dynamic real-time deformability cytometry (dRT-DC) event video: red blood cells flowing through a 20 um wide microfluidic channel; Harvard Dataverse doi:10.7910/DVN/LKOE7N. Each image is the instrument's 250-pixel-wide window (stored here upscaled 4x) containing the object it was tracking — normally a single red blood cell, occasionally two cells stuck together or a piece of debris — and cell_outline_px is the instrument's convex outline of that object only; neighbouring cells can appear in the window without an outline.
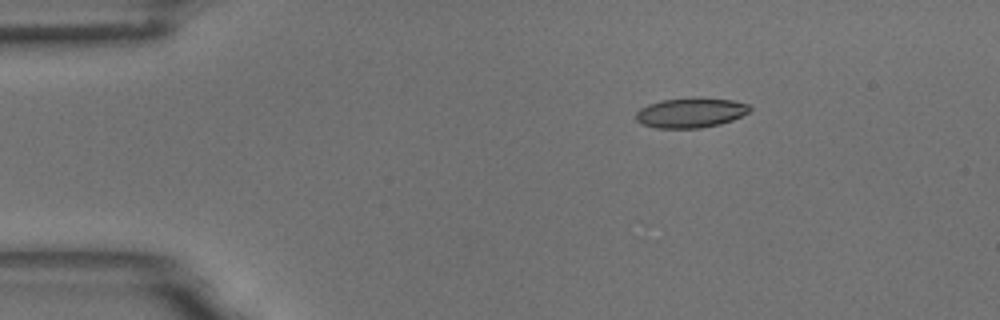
{"species": "common noctule bat (a hibernating species)", "species_latin": "Nyctalus noctula", "temperature_condition": "room temperature", "stored_images_in_passage": 4, "camera_frame_rate_fps": 3000, "um_per_image_px": 0.085, "animal": {"sex": "male", "body_mass_g": 18.8}, "frame": {"image": 1, "passage_image": 2, "time_ms": 0.333, "image_size_px": [1000, 320], "cell_outline_px": [[752, 108], [748, 112], [732, 120], [720, 124], [700, 128], [656, 128], [640, 124], [636, 120], [636, 112], [640, 108], [648, 104], [660, 100], [692, 96], [732, 100], [748, 104]], "centroid_in_image_um": [58.67, 9.56], "position_along_channel_um": 26.3, "area_um2": 20.17}}